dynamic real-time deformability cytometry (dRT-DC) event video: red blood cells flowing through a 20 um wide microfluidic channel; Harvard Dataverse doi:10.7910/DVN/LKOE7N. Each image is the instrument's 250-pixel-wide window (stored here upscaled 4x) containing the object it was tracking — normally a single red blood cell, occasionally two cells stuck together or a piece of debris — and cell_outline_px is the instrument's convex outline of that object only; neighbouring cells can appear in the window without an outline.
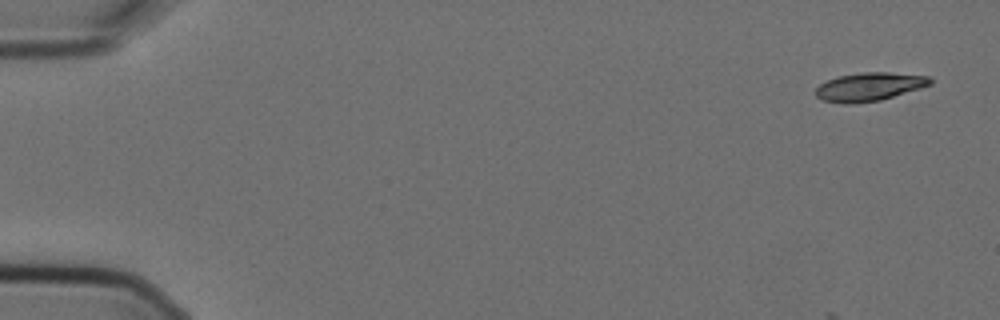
{"species": "Egyptian fruit bat (a non-hibernating species)", "species_latin": "Rousettus aegyptiacus", "temperature_condition": "cold", "stored_images_in_passage": 6, "camera_frame_rate_fps": 3000, "um_per_image_px": 0.085, "animal": {"sex": "female"}, "frame": {"image": 1, "passage_image": 1, "time_ms": 0.0, "image_size_px": [1000, 320], "cell_outline_px": [[932, 84], [920, 88], [880, 100], [852, 104], [844, 104], [820, 100], [816, 96], [816, 88], [820, 84], [828, 80], [840, 76], [864, 72], [888, 72], [932, 76]], "centroid_in_image_um": [73.9, 7.38], "position_along_channel_um": 11.1, "area_um2": 18.96}}
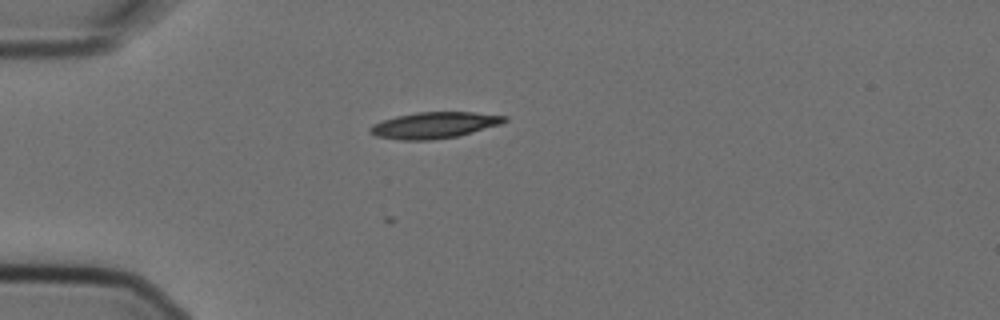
{"frame": {"image": 2, "passage_image": 4, "time_ms": 1.0, "image_size_px": [1000, 320], "cell_outline_px": [[508, 120], [500, 124], [460, 136], [432, 140], [400, 140], [376, 136], [368, 132], [368, 128], [372, 124], [396, 116], [416, 112], [472, 112], [508, 116]], "centroid_in_image_um": [36.9, 10.64], "position_along_channel_um": 48.1, "area_um2": 20.69}}